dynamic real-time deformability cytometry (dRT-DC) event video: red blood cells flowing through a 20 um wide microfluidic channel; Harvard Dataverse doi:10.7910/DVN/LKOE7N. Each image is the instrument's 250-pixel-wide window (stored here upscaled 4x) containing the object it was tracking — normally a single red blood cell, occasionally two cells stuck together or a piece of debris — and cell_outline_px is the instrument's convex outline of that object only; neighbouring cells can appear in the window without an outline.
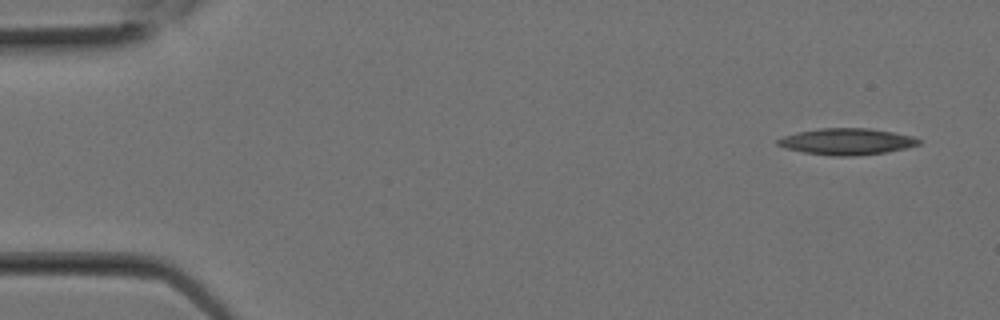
{"species": "Egyptian fruit bat (a non-hibernating species)", "species_latin": "Rousettus aegyptiacus", "temperature_condition": "room temperature", "stored_images_in_passage": 2, "camera_frame_rate_fps": 3000, "um_per_image_px": 0.085, "animal": {"sex": "female"}, "frame": {"image": 1, "passage_image": 1, "time_ms": 0.0, "image_size_px": [1000, 320], "cell_outline_px": [[920, 144], [908, 148], [888, 152], [856, 156], [832, 156], [804, 152], [784, 148], [776, 144], [776, 140], [784, 136], [796, 132], [820, 128], [868, 128], [892, 132], [912, 136], [920, 140]], "centroid_in_image_um": [71.97, 12.04], "position_along_channel_um": 13.0, "area_um2": 21.85}}